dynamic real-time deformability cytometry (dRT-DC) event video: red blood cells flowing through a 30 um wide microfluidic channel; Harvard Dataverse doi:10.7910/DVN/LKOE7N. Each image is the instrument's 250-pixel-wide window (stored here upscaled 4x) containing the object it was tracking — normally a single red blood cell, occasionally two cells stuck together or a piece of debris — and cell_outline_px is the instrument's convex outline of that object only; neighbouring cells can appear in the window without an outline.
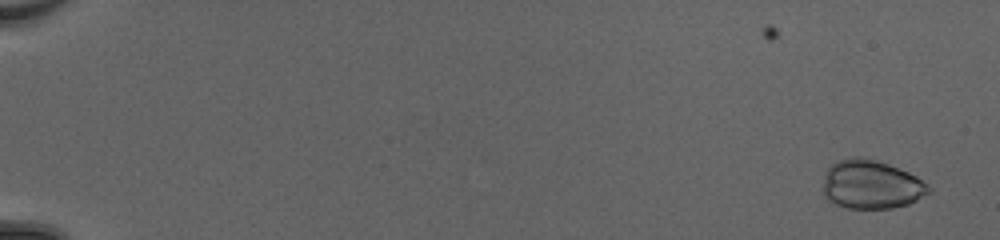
{"species": "common noctule bat (a hibernating species)", "species_latin": "Nyctalus noctula", "temperature_condition": "cold", "stored_images_in_passage": 36, "camera_frame_rate_fps": 3000, "um_per_image_px": 0.085, "animal": {"sex": "female", "body_mass_g": 20.0, "forearm_length_mm": 54.0}, "frame": {"image": 1, "passage_image": 2, "time_ms": 0.333, "image_size_px": [1000, 240], "cell_outline_px": [[932, 192], [908, 204], [892, 208], [848, 208], [836, 204], [828, 200], [824, 196], [824, 176], [828, 168], [836, 160], [852, 156], [868, 156], [908, 172], [916, 176], [928, 184], [932, 188]], "centroid_in_image_um": [74.06, 15.66], "position_along_channel_um": 10.9, "area_um2": 30.35}}
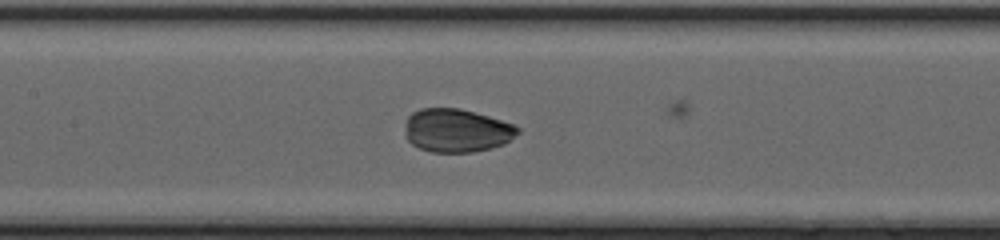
{"frame": {"image": 2, "passage_image": 27, "time_ms": 8.667, "image_size_px": [1000, 240], "cell_outline_px": [[520, 132], [504, 144], [492, 148], [472, 152], [432, 152], [420, 148], [412, 144], [408, 140], [404, 132], [404, 124], [408, 116], [412, 112], [420, 108], [460, 108], [488, 116], [512, 124], [520, 128]], "centroid_in_image_um": [38.79, 11.09], "position_along_channel_um": 168.6, "area_um2": 28.61}}
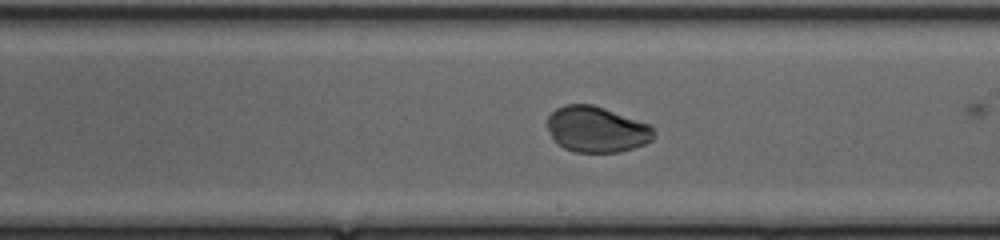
{"frame": {"image": 3, "passage_image": 32, "time_ms": 10.333, "image_size_px": [1000, 240], "cell_outline_px": [[656, 136], [652, 140], [644, 144], [620, 152], [576, 152], [564, 148], [552, 136], [548, 128], [548, 116], [556, 108], [564, 104], [592, 104], [652, 124]], "centroid_in_image_um": [50.76, 10.98], "position_along_channel_um": 238.2, "area_um2": 28.5}}